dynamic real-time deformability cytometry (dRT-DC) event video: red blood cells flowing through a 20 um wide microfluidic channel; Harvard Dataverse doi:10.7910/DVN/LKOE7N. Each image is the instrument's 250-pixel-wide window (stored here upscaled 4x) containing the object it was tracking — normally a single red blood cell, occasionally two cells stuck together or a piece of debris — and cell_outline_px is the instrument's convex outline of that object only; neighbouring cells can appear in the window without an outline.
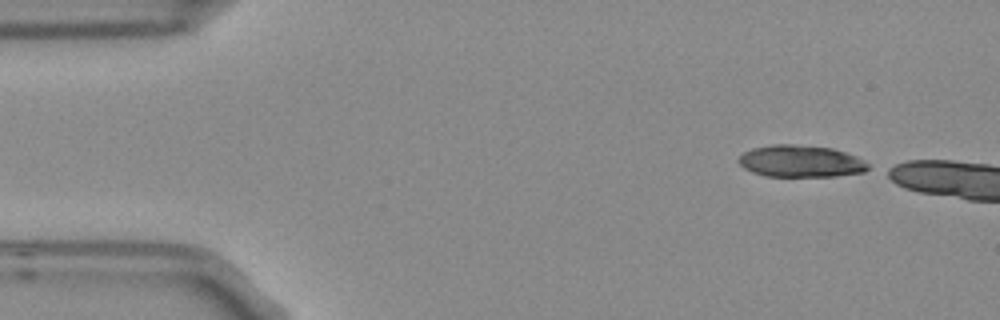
{"species": "Egyptian fruit bat (a non-hibernating species)", "species_latin": "Rousettus aegyptiacus", "temperature_condition": "room temperature", "stored_images_in_passage": 3, "camera_frame_rate_fps": 3000, "um_per_image_px": 0.085, "frame": {"image": 1, "passage_image": 1, "time_ms": 0.0, "image_size_px": [1000, 320], "cell_outline_px": [[872, 168], [864, 172], [836, 176], [768, 176], [752, 172], [744, 168], [736, 160], [744, 152], [752, 148], [772, 144], [792, 144], [832, 148], [856, 156], [864, 160]], "centroid_in_image_um": [68.07, 13.7], "position_along_channel_um": 16.9, "area_um2": 24.16}}